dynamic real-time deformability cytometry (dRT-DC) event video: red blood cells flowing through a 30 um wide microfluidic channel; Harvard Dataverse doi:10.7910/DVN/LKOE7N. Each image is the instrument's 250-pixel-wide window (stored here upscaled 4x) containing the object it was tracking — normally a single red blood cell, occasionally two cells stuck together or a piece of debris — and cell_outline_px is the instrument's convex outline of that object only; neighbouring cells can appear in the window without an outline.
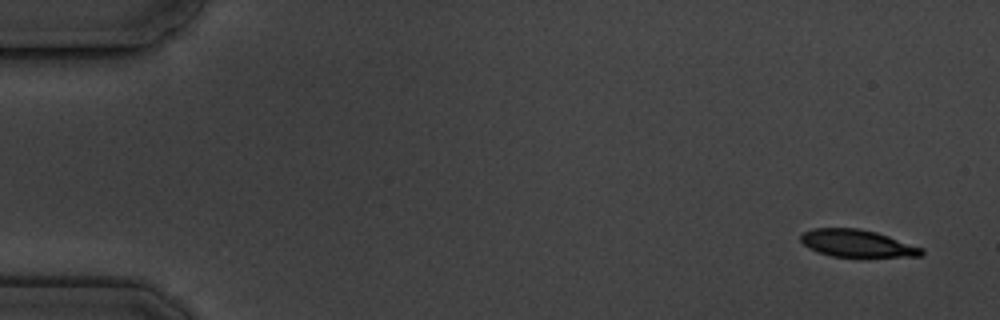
{"species": "common noctule bat (a hibernating species)", "species_latin": "Nyctalus noctula", "temperature_condition": "cold", "stored_images_in_passage": 5, "camera_frame_rate_fps": 3000, "um_per_image_px": 0.085, "animal": {"sex": "male", "body_mass_g": 19.5, "forearm_length_mm": 54.6}, "frame": {"image": 1, "passage_image": 1, "time_ms": 0.0, "image_size_px": [1000, 320], "cell_outline_px": [[924, 252], [920, 256], [832, 256], [808, 248], [800, 240], [800, 236], [804, 232], [812, 228], [860, 228], [876, 232], [924, 248]], "centroid_in_image_um": [72.84, 20.67], "position_along_channel_um": 12.2, "area_um2": 18.96}}
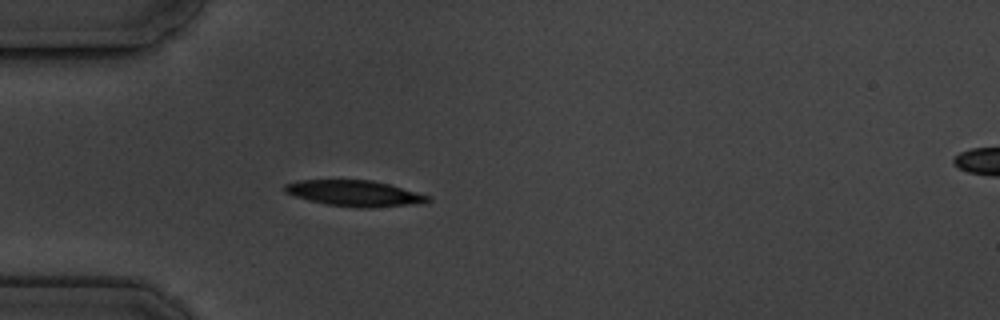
{"frame": {"image": 2, "passage_image": 5, "time_ms": 4.667, "image_size_px": [1000, 320], "cell_outline_px": [[432, 200], [424, 204], [372, 208], [356, 208], [328, 204], [308, 200], [284, 192], [284, 184], [300, 180], [372, 180], [388, 184], [432, 196]], "centroid_in_image_um": [30.22, 16.45], "position_along_channel_um": 54.8, "area_um2": 21.85}}